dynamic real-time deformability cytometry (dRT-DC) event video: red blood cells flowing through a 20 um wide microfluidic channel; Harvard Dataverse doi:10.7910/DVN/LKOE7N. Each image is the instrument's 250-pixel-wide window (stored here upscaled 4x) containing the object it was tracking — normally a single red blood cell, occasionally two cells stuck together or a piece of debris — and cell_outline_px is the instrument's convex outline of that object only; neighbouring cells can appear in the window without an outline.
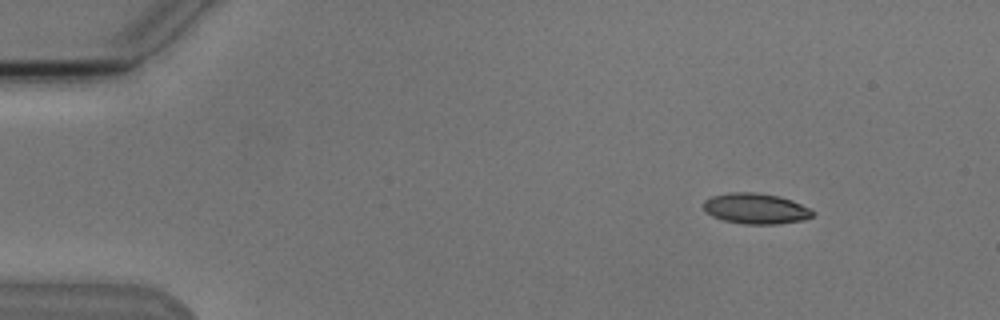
{"species": "Egyptian fruit bat (a non-hibernating species)", "species_latin": "Rousettus aegyptiacus", "temperature_condition": "cold", "stored_images_in_passage": 4, "camera_frame_rate_fps": 3000, "um_per_image_px": 0.085, "animal": {"sex": "male"}, "frame": {"image": 1, "passage_image": 2, "time_ms": 1.0, "image_size_px": [1000, 320], "cell_outline_px": [[812, 216], [804, 220], [776, 224], [744, 224], [724, 220], [712, 216], [704, 208], [704, 200], [712, 196], [728, 192], [756, 192], [780, 196], [792, 200], [808, 208], [812, 212]], "centroid_in_image_um": [64.22, 17.72], "position_along_channel_um": 20.8, "area_um2": 19.36}}